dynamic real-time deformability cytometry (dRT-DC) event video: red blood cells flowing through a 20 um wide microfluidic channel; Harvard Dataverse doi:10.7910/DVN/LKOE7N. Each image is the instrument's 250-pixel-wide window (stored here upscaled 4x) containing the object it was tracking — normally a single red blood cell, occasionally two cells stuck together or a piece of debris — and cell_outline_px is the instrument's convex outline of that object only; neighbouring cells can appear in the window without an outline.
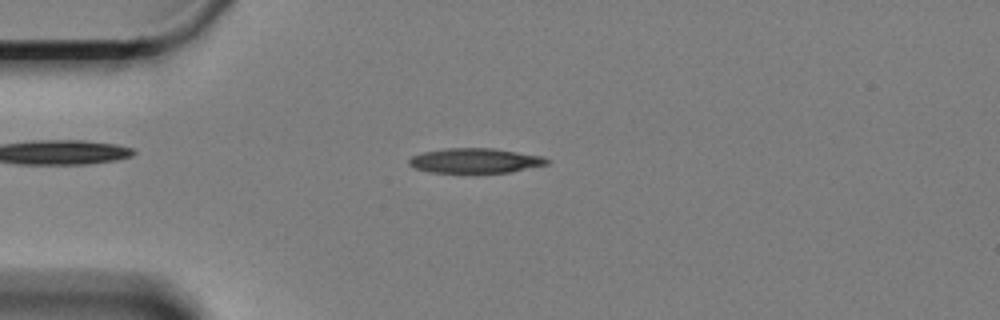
{"species": "Egyptian fruit bat (a non-hibernating species)", "species_latin": "Rousettus aegyptiacus", "temperature_condition": "cold", "stored_images_in_passage": 58, "camera_frame_rate_fps": 3000, "um_per_image_px": 0.085, "animal": {"sex": "female"}, "frame": {"image": 1, "passage_image": 13, "time_ms": 4.0, "image_size_px": [1000, 320], "cell_outline_px": [[552, 160], [548, 164], [512, 172], [428, 172], [412, 168], [408, 164], [408, 160], [412, 156], [424, 152], [448, 148], [492, 148], [544, 156]], "centroid_in_image_um": [40.41, 13.65], "position_along_channel_um": 44.6, "area_um2": 20.0}}
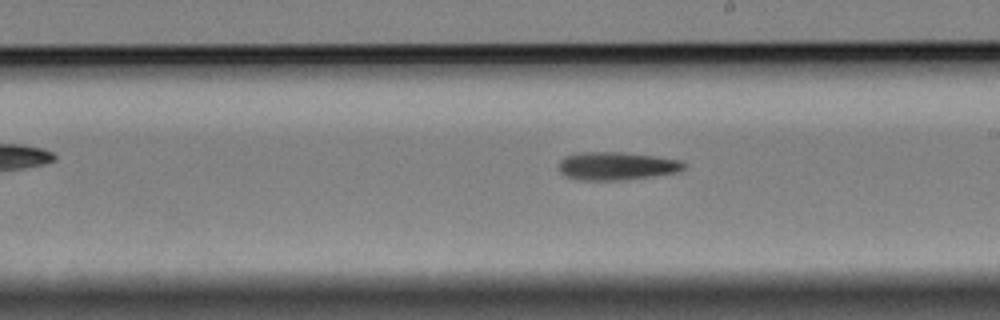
{"frame": {"image": 2, "passage_image": 32, "time_ms": 10.333, "image_size_px": [1000, 320], "cell_outline_px": [[688, 164], [684, 168], [676, 172], [652, 176], [620, 180], [584, 180], [564, 176], [560, 172], [560, 160], [564, 156], [584, 152], [620, 152], [656, 156], [680, 160]], "centroid_in_image_um": [52.42, 14.1], "position_along_channel_um": 236.6, "area_um2": 20.35}}
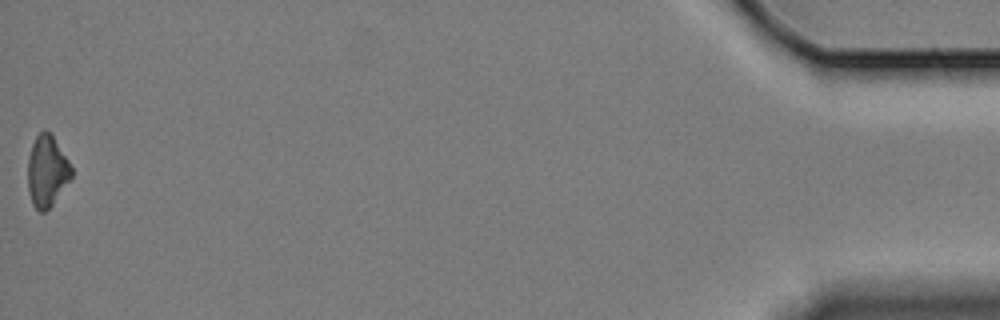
{"frame": {"image": 3, "passage_image": 58, "time_ms": 19.0, "image_size_px": [1000, 320], "cell_outline_px": [[72, 176], [52, 204], [44, 212], [40, 212], [32, 204], [28, 188], [28, 156], [32, 144], [36, 136], [44, 128], [52, 136], [68, 160], [72, 168]], "centroid_in_image_um": [3.97, 14.54], "position_along_channel_um": 431.2, "area_um2": 17.8}}